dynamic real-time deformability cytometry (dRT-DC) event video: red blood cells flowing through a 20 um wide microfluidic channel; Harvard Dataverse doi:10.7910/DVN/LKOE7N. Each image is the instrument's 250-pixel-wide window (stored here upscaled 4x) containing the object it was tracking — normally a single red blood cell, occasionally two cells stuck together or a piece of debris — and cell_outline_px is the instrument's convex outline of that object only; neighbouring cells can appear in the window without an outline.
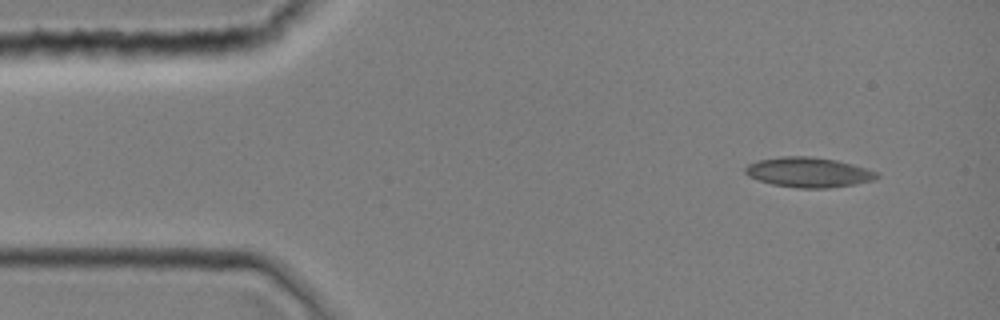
{"species": "common noctule bat (a hibernating species)", "species_latin": "Nyctalus noctula", "temperature_condition": "room temperature", "stored_images_in_passage": 1, "camera_frame_rate_fps": 3000, "um_per_image_px": 0.085, "animal": {"sex": "female", "body_mass_g": 19.0, "forearm_length_mm": 51.5}, "frame": {"image": 1, "passage_image": 1, "time_ms": 0.0, "image_size_px": [1000, 320], "cell_outline_px": [[880, 176], [876, 180], [856, 184], [828, 188], [796, 188], [772, 184], [748, 176], [744, 172], [744, 168], [748, 164], [756, 160], [780, 156], [808, 156], [836, 160], [852, 164], [880, 172]], "centroid_in_image_um": [68.75, 14.64], "position_along_channel_um": 16.3, "area_um2": 23.24}}